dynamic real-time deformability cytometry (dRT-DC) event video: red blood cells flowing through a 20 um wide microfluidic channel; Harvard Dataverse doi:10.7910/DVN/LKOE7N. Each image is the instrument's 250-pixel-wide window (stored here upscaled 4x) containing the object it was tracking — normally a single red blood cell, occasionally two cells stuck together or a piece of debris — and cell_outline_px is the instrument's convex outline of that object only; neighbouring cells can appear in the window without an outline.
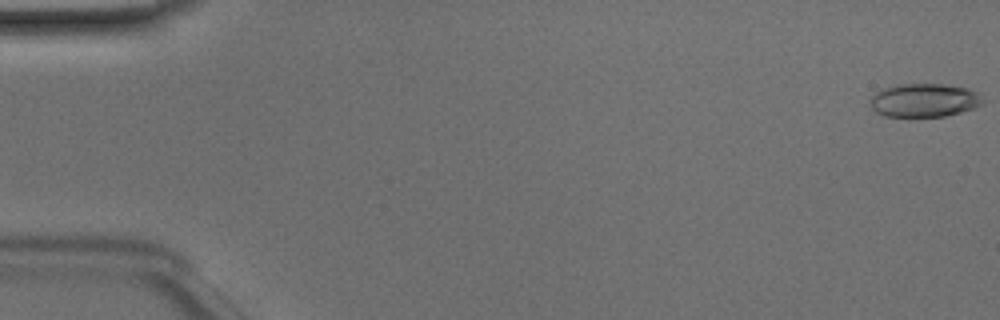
{"species": "Egyptian fruit bat (a non-hibernating species)", "species_latin": "Rousettus aegyptiacus", "temperature_condition": "room temperature", "stored_images_in_passage": 49, "camera_frame_rate_fps": 3000, "um_per_image_px": 0.085, "animal": {"sex": "male"}, "frame": {"image": 1, "passage_image": 1, "time_ms": 0.0, "image_size_px": [1000, 320], "cell_outline_px": [[984, 104], [960, 112], [944, 116], [912, 120], [908, 120], [884, 116], [876, 112], [872, 108], [868, 100], [876, 92], [884, 88], [896, 84], [944, 84], [968, 88], [976, 92]], "centroid_in_image_um": [78.47, 8.57], "position_along_channel_um": 6.5, "area_um2": 22.77}}
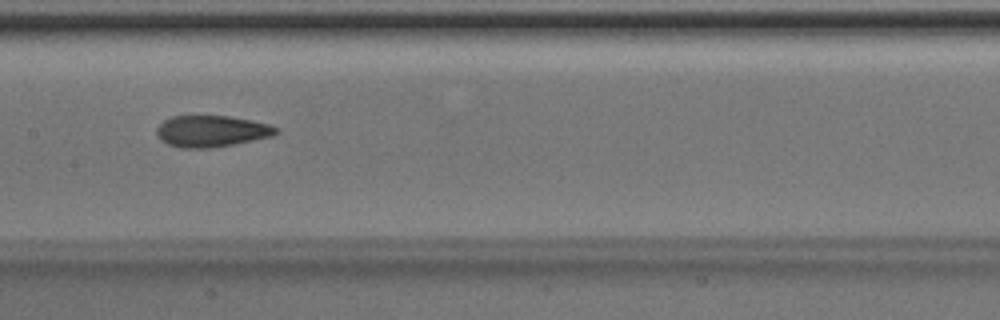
{"frame": {"image": 2, "passage_image": 25, "time_ms": 8.0, "image_size_px": [1000, 320], "cell_outline_px": [[280, 132], [272, 136], [232, 144], [208, 148], [180, 148], [168, 144], [160, 140], [156, 132], [156, 128], [164, 120], [172, 116], [228, 116], [252, 120], [268, 124], [276, 128]], "centroid_in_image_um": [17.95, 11.15], "position_along_channel_um": 189.5, "area_um2": 21.73}}
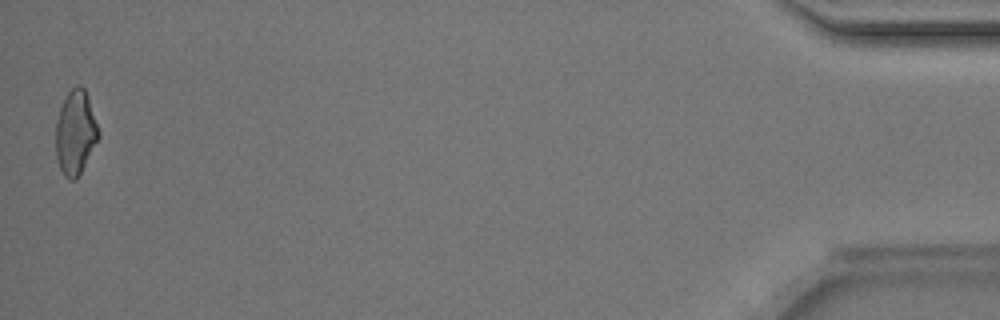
{"frame": {"image": 3, "passage_image": 49, "time_ms": 16.0, "image_size_px": [1000, 320], "cell_outline_px": [[100, 136], [76, 180], [68, 180], [64, 176], [60, 168], [56, 156], [56, 120], [60, 108], [68, 92], [76, 84], [80, 84], [84, 88], [100, 132]], "centroid_in_image_um": [6.41, 11.28], "position_along_channel_um": 428.8, "area_um2": 20.81}, "authors_computed_cell_mechanics": {"area_um2": 21.5594, "velocity_mm_per_s": 4.1604, "shape_relaxation_time_tau1_ms": 7.051, "shape_relaxation_time_tau2_ms": 1.8503, "deformation_change_tau1": 0.1997, "deformation_change_tau2": 0.0825}}